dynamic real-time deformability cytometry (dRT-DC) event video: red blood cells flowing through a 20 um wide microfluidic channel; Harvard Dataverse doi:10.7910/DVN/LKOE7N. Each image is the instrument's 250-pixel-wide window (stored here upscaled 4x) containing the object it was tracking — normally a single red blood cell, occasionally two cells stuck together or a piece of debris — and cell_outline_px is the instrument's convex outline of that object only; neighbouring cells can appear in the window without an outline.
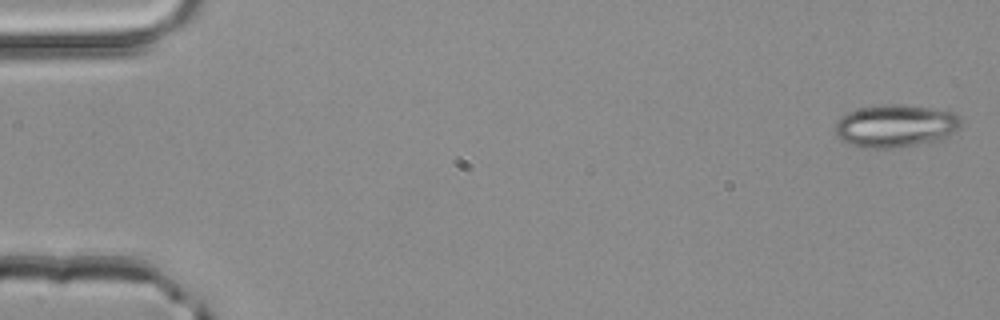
{"species": "common noctule bat (a hibernating species)", "species_latin": "Nyctalus noctula", "temperature_condition": "room temperature", "stored_images_in_passage": 3, "camera_frame_rate_fps": 3000, "um_per_image_px": 0.085, "animal": {"sex": "male", "body_mass_g": 20.4}, "frame": {"image": 1, "passage_image": 1, "time_ms": 0.0, "image_size_px": [1000, 320], "cell_outline_px": [[960, 124], [944, 140], [892, 148], [864, 148], [840, 140], [836, 136], [836, 124], [848, 112], [860, 108], [880, 104], [900, 104], [932, 108], [952, 112], [960, 116]], "centroid_in_image_um": [76.12, 10.7], "position_along_channel_um": 8.9, "area_um2": 31.15}}